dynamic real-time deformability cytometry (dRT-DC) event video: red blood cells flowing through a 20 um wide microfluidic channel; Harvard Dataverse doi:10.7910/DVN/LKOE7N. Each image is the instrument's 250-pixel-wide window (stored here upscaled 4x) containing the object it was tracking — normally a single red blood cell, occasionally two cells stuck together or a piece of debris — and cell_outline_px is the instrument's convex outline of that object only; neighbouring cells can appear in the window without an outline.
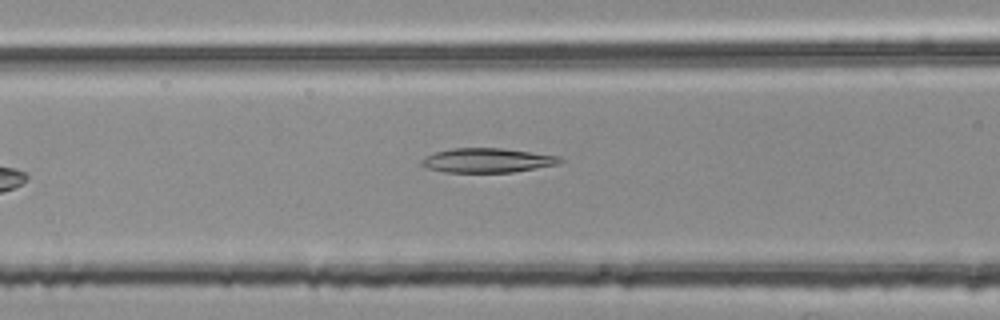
{"species": "common noctule bat (a hibernating species)", "species_latin": "Nyctalus noctula", "temperature_condition": "room temperature", "stored_images_in_passage": 6, "camera_frame_rate_fps": 3000, "um_per_image_px": 0.085, "animal": {"sex": "female", "body_mass_g": 25.1}, "frame": {"image": 1, "passage_image": 6, "time_ms": 1.667, "image_size_px": [1000, 320], "cell_outline_px": [[564, 160], [556, 164], [512, 172], [444, 172], [428, 168], [420, 164], [420, 160], [436, 152], [452, 148], [500, 148], [560, 156]], "centroid_in_image_um": [41.4, 13.63], "position_along_channel_um": 125.2, "area_um2": 19.36}}